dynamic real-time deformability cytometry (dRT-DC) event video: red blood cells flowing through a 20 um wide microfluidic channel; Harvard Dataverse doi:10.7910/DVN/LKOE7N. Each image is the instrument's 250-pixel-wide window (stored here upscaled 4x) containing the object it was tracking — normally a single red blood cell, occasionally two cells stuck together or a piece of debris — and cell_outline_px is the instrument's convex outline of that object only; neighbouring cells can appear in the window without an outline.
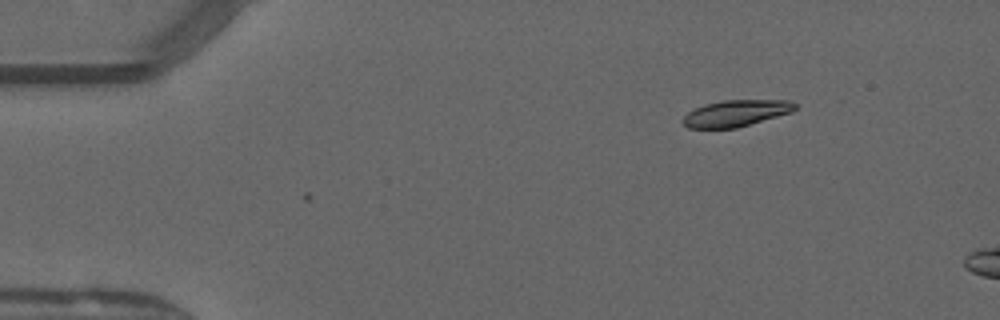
{"species": "common noctule bat (a hibernating species)", "species_latin": "Nyctalus noctula", "temperature_condition": "warm", "stored_images_in_passage": 2, "camera_frame_rate_fps": 3000, "um_per_image_px": 0.085, "animal": {"sex": "male", "forearm_length_mm": 52.5}, "frame": {"image": 1, "passage_image": 1, "time_ms": 0.0, "image_size_px": [1000, 320], "cell_outline_px": [[796, 108], [792, 112], [736, 128], [688, 128], [684, 124], [684, 116], [688, 112], [704, 104], [724, 100], [788, 100], [796, 104]], "centroid_in_image_um": [62.57, 9.62], "position_along_channel_um": 22.4, "area_um2": 17.11}}